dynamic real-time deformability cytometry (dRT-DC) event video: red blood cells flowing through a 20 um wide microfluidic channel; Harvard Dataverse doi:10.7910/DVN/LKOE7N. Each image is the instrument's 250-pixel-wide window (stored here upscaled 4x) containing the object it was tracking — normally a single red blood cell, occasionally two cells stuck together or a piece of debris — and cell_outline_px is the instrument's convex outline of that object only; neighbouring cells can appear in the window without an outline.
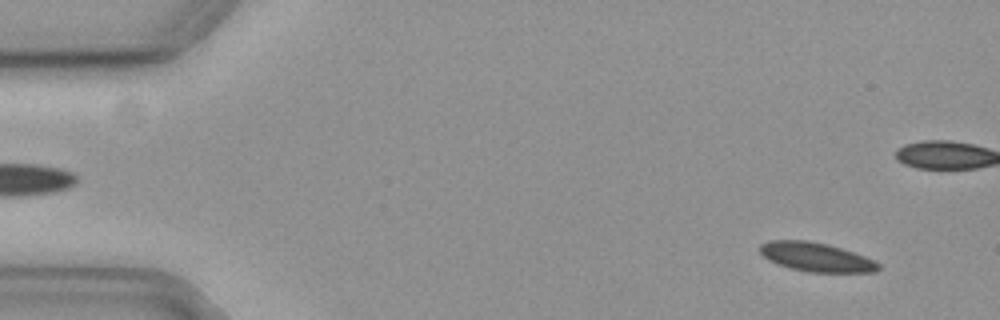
{"species": "common noctule bat (a hibernating species)", "species_latin": "Nyctalus noctula", "temperature_condition": "cold", "stored_images_in_passage": 57, "camera_frame_rate_fps": 3000, "um_per_image_px": 0.085, "animal": {"sex": "female", "body_mass_g": 19.3, "forearm_length_mm": 54.1}, "frame": {"image": 1, "passage_image": 4, "time_ms": 1.0, "image_size_px": [1000, 320], "cell_outline_px": [[880, 268], [876, 272], [808, 272], [792, 268], [768, 260], [760, 252], [760, 244], [768, 240], [808, 240], [828, 244], [864, 256], [880, 264]], "centroid_in_image_um": [69.36, 21.84], "position_along_channel_um": 15.6, "area_um2": 19.83}}
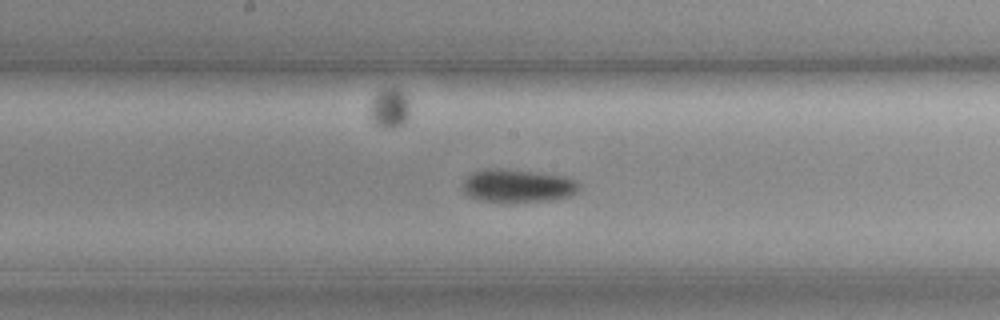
{"frame": {"image": 2, "passage_image": 29, "time_ms": 9.333, "image_size_px": [1000, 320], "cell_outline_px": [[580, 188], [572, 196], [552, 200], [484, 200], [468, 196], [460, 188], [460, 184], [472, 172], [484, 168], [504, 168], [536, 172], [564, 176], [576, 180], [580, 184]], "centroid_in_image_um": [43.99, 15.75], "position_along_channel_um": 204.2, "area_um2": 22.31}}
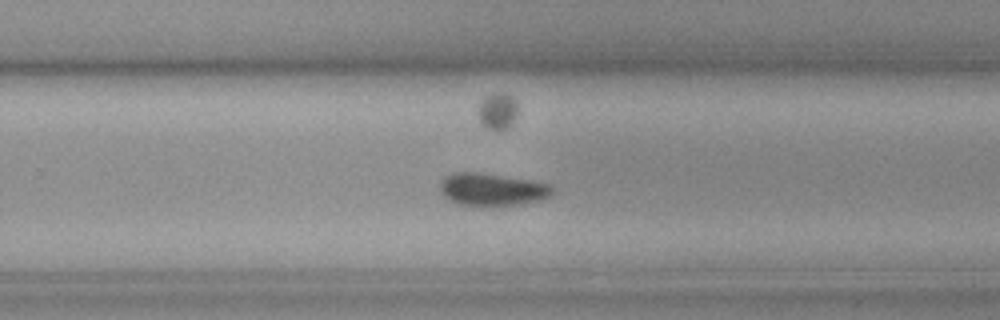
{"frame": {"image": 3, "passage_image": 36, "time_ms": 11.667, "image_size_px": [1000, 320], "cell_outline_px": [[556, 192], [540, 200], [524, 204], [500, 208], [472, 208], [456, 204], [448, 200], [440, 192], [440, 180], [444, 176], [452, 172], [476, 172], [532, 180], [548, 184], [556, 188]], "centroid_in_image_um": [41.8, 16.16], "position_along_channel_um": 288.0, "area_um2": 22.6}, "authors_computed_cell_mechanics": {"area_um2": 20.519, "velocity_mm_per_s": 3.6201, "shape_relaxation_time_tau1_ms": 6.5671, "shape_relaxation_time_tau2_ms": null, "deformation_change_tau1": 0.1034, "deformation_change_tau2": null}}